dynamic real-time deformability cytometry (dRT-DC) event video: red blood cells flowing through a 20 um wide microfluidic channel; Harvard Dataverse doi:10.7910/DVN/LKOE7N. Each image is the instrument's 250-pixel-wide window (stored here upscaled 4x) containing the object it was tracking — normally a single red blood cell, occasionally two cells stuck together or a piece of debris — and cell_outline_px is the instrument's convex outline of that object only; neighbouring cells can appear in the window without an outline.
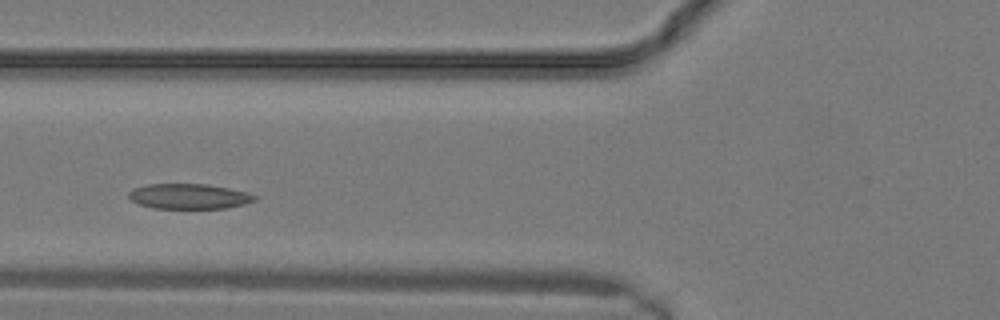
{"species": "common noctule bat (a hibernating species)", "species_latin": "Nyctalus noctula", "temperature_condition": "warm", "stored_images_in_passage": 7, "camera_frame_rate_fps": 3000, "um_per_image_px": 0.085, "animal": {"sex": "male", "body_mass_g": 19.2, "forearm_length_mm": 51.8}, "frame": {"image": 1, "passage_image": 6, "time_ms": 1.667, "image_size_px": [1000, 320], "cell_outline_px": [[256, 200], [244, 204], [224, 208], [152, 208], [140, 204], [132, 200], [128, 196], [128, 192], [136, 188], [148, 184], [208, 184], [228, 188], [244, 192], [256, 196]], "centroid_in_image_um": [16.05, 16.69], "position_along_channel_um": 109.8, "area_um2": 18.21}}